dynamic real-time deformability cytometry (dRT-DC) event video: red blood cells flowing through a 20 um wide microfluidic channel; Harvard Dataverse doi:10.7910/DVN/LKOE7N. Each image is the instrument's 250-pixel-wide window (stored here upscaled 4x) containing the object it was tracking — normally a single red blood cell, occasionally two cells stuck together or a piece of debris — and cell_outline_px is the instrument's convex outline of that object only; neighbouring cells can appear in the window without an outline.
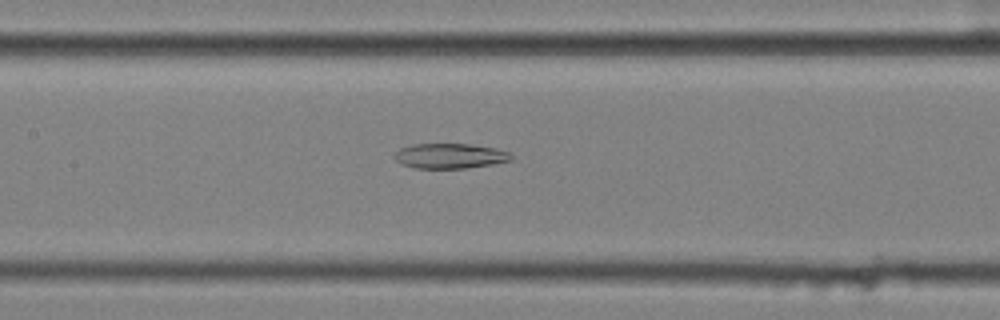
{"species": "common noctule bat (a hibernating species)", "species_latin": "Nyctalus noctula", "temperature_condition": "cold", "stored_images_in_passage": 35, "camera_frame_rate_fps": 3000, "um_per_image_px": 0.085, "animal": {"sex": "female", "body_mass_g": 25.1}, "frame": {"image": 1, "passage_image": 13, "time_ms": 4.0, "image_size_px": [1000, 320], "cell_outline_px": [[512, 160], [492, 164], [468, 168], [416, 168], [400, 164], [392, 156], [400, 148], [412, 144], [468, 144], [496, 148], [508, 152], [512, 156]], "centroid_in_image_um": [38.22, 13.25], "position_along_channel_um": 169.2, "area_um2": 17.05}}
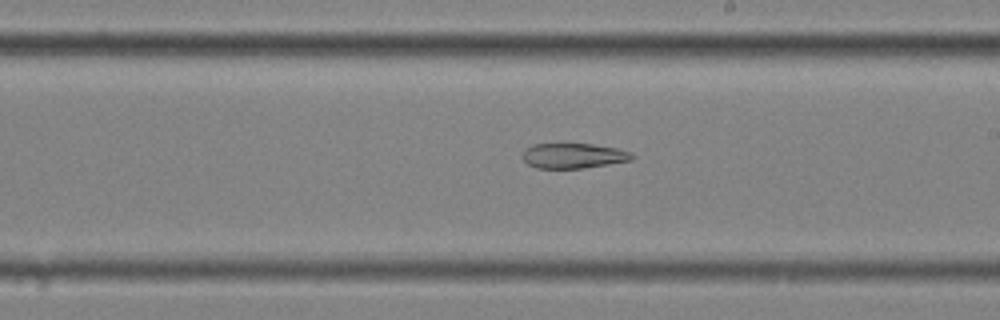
{"frame": {"image": 2, "passage_image": 19, "time_ms": 6.0, "image_size_px": [1000, 320], "cell_outline_px": [[636, 156], [632, 160], [584, 168], [536, 168], [528, 164], [520, 156], [524, 148], [532, 144], [592, 144], [616, 148], [632, 152]], "centroid_in_image_um": [48.72, 13.23], "position_along_channel_um": 240.3, "area_um2": 16.18}}
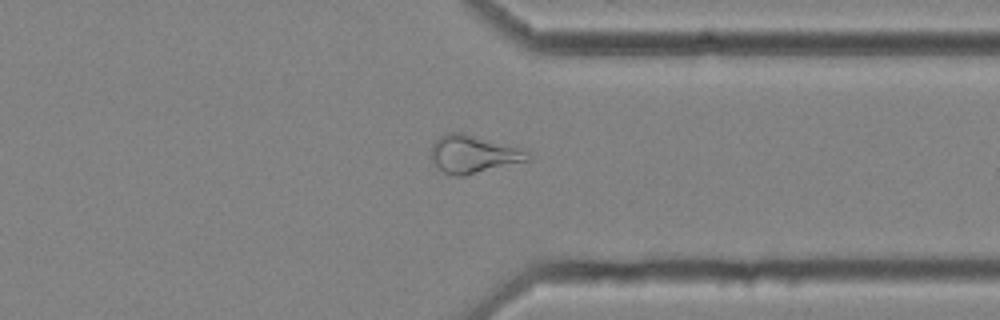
{"frame": {"image": 3, "passage_image": 30, "time_ms": 9.667, "image_size_px": [1000, 320], "cell_outline_px": [[528, 160], [464, 176], [452, 176], [444, 172], [432, 160], [432, 144], [440, 136], [448, 132], [464, 132], [520, 148], [524, 152]], "centroid_in_image_um": [40.17, 13.09], "position_along_channel_um": 371.2, "area_um2": 20.81}, "authors_computed_cell_mechanics": {"area_um2": 17.8602, "velocity_mm_per_s": 3.5637, "shape_relaxation_time_tau1_ms": null, "shape_relaxation_time_tau2_ms": 4.99, "deformation_change_tau1": null, "deformation_change_tau2": 0.1404}}